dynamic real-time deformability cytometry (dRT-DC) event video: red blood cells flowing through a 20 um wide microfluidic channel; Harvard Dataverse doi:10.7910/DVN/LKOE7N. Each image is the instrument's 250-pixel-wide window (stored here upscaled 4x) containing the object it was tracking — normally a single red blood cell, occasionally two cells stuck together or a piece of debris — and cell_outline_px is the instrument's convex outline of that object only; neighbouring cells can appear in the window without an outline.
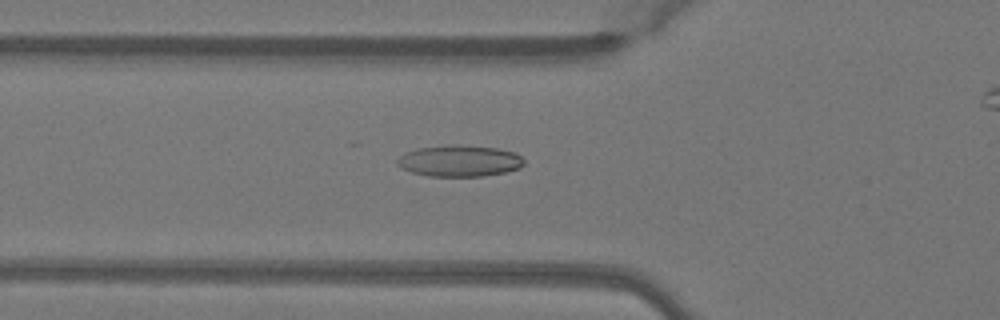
{"species": "Egyptian fruit bat (a non-hibernating species)", "species_latin": "Rousettus aegyptiacus", "temperature_condition": "warm", "stored_images_in_passage": 45, "camera_frame_rate_fps": 3000, "um_per_image_px": 0.085, "animal": {"sex": "female"}, "frame": {"image": 1, "passage_image": 18, "time_ms": 5.667, "image_size_px": [1000, 320], "cell_outline_px": [[524, 164], [520, 168], [504, 172], [484, 176], [428, 176], [412, 172], [400, 168], [396, 164], [396, 160], [404, 152], [416, 148], [496, 148], [516, 152], [524, 160]], "centroid_in_image_um": [39.04, 13.73], "position_along_channel_um": 86.8, "area_um2": 22.2}}
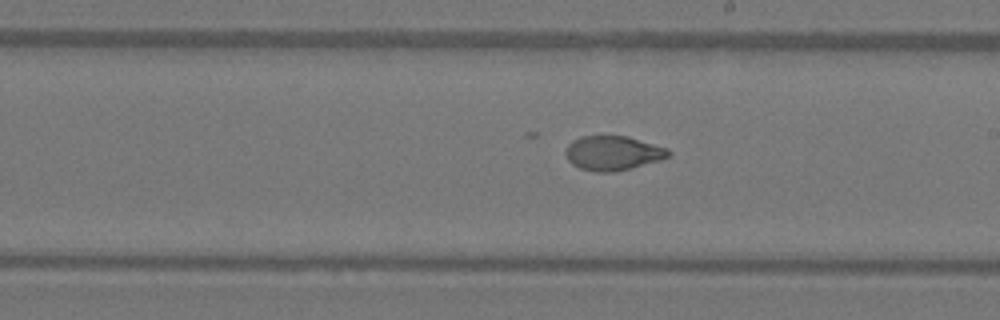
{"frame": {"image": 2, "passage_image": 29, "time_ms": 9.333, "image_size_px": [1000, 320], "cell_outline_px": [[672, 152], [668, 156], [660, 160], [612, 172], [596, 172], [580, 168], [572, 164], [568, 160], [564, 152], [568, 144], [572, 140], [580, 136], [628, 136], [668, 148]], "centroid_in_image_um": [52.07, 13.0], "position_along_channel_um": 236.9, "area_um2": 20.58}}
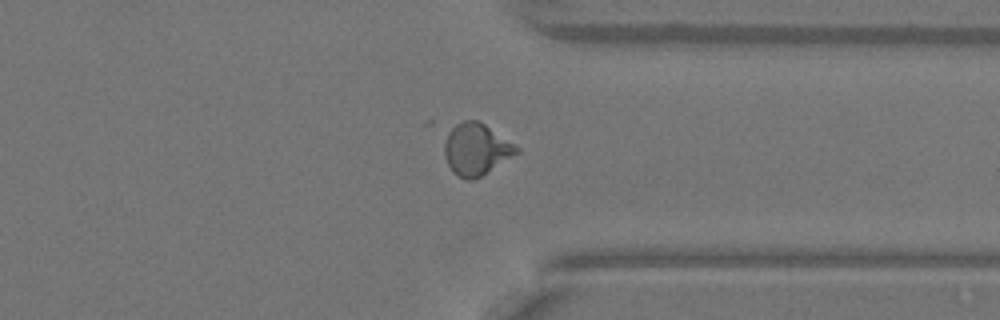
{"frame": {"image": 3, "passage_image": 39, "time_ms": 12.667, "image_size_px": [1000, 320], "cell_outline_px": [[520, 152], [480, 176], [472, 180], [468, 180], [452, 172], [444, 156], [444, 144], [448, 128], [460, 120], [476, 120], [484, 124], [516, 144], [520, 148]], "centroid_in_image_um": [40.45, 12.66], "position_along_channel_um": 370.9, "area_um2": 21.91}, "authors_computed_cell_mechanics": {"area_um2": 22.1952, "velocity_mm_per_s": 4.0708, "shape_relaxation_time_tau1_ms": 9.5772, "shape_relaxation_time_tau2_ms": 1.0748, "deformation_change_tau1": 0.2883, "deformation_change_tau2": 0.057}}